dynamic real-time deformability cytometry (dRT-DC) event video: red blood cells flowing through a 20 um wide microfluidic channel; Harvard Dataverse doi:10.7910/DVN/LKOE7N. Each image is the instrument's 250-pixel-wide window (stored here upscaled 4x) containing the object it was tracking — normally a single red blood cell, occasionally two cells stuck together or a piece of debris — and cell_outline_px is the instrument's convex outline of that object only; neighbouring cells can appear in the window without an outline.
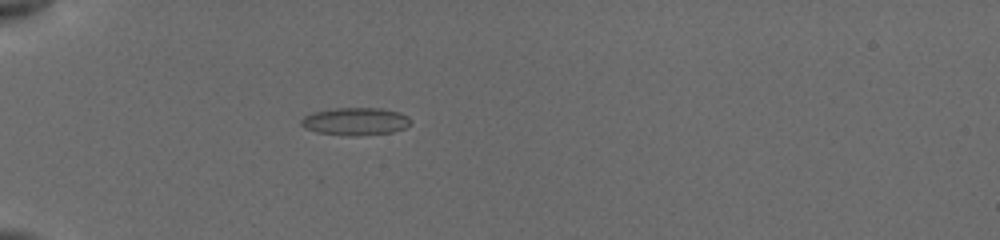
{"species": "common noctule bat (a hibernating species)", "species_latin": "Nyctalus noctula", "temperature_condition": "cold", "stored_images_in_passage": 9, "camera_frame_rate_fps": 3000, "um_per_image_px": 0.085, "animal": {"sex": "female", "body_mass_g": 19.5, "forearm_length_mm": 54.1}, "frame": {"image": 1, "passage_image": 7, "time_ms": 1.333, "image_size_px": [1000, 240], "cell_outline_px": [[412, 120], [404, 128], [392, 132], [352, 136], [348, 136], [316, 132], [304, 128], [300, 124], [300, 120], [304, 116], [312, 112], [336, 108], [380, 108], [400, 112], [408, 116]], "centroid_in_image_um": [30.18, 10.31], "position_along_channel_um": 54.8, "area_um2": 17.69}}